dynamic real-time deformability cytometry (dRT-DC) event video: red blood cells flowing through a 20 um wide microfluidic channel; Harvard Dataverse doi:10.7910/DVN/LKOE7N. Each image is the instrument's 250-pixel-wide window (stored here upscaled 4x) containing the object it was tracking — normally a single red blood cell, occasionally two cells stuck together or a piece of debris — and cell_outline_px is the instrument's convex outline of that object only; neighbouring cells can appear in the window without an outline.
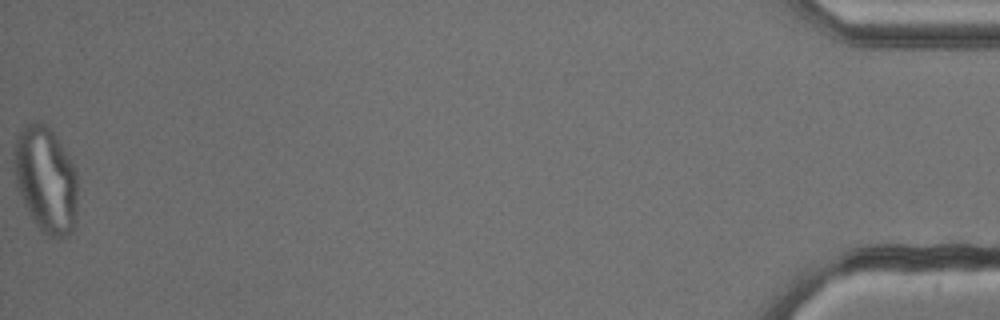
{"species": "common noctule bat (a hibernating species)", "species_latin": "Nyctalus noctula", "temperature_condition": "cold", "stored_images_in_passage": 54, "camera_frame_rate_fps": 3000, "um_per_image_px": 0.085, "animal": {"sex": "male", "body_mass_g": 13.3}, "frame": {"image": 1, "passage_image": 54, "time_ms": 17.667, "image_size_px": [1000, 320], "cell_outline_px": [[76, 224], [72, 232], [68, 236], [48, 236], [32, 220], [16, 188], [12, 168], [16, 136], [24, 124], [36, 120], [52, 128], [72, 164], [76, 172]], "centroid_in_image_um": [3.85, 15.23], "position_along_channel_um": 431.3, "area_um2": 39.77}}